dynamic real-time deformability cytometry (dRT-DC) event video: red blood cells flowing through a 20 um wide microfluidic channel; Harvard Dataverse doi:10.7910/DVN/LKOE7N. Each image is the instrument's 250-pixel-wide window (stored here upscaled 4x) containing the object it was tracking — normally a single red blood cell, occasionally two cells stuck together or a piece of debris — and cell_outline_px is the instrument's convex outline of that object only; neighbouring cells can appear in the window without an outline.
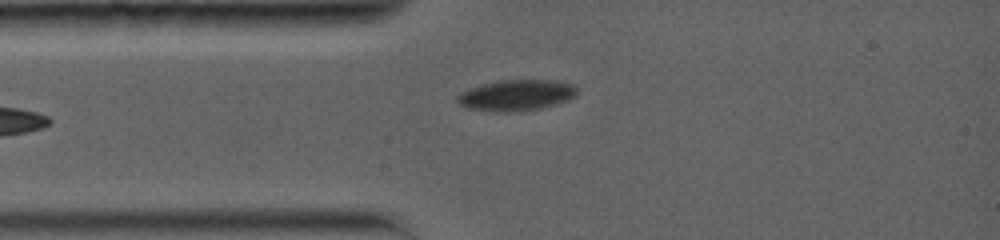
{"species": "common noctule bat (a hibernating species)", "species_latin": "Nyctalus noctula", "temperature_condition": "warm", "stored_images_in_passage": 4, "camera_frame_rate_fps": 5000, "um_per_image_px": 0.085, "animal": {"sex": "female", "body_mass_g": 19.0, "forearm_length_mm": 56.7}, "frame": {"image": 1, "passage_image": 4, "time_ms": 3.2, "image_size_px": [1000, 240], "cell_outline_px": [[576, 96], [568, 100], [556, 104], [540, 108], [508, 112], [496, 112], [468, 108], [460, 104], [456, 100], [456, 96], [460, 92], [480, 84], [500, 80], [556, 80], [572, 84], [576, 88]], "centroid_in_image_um": [43.86, 8.09], "position_along_channel_um": 41.1, "area_um2": 21.62}}